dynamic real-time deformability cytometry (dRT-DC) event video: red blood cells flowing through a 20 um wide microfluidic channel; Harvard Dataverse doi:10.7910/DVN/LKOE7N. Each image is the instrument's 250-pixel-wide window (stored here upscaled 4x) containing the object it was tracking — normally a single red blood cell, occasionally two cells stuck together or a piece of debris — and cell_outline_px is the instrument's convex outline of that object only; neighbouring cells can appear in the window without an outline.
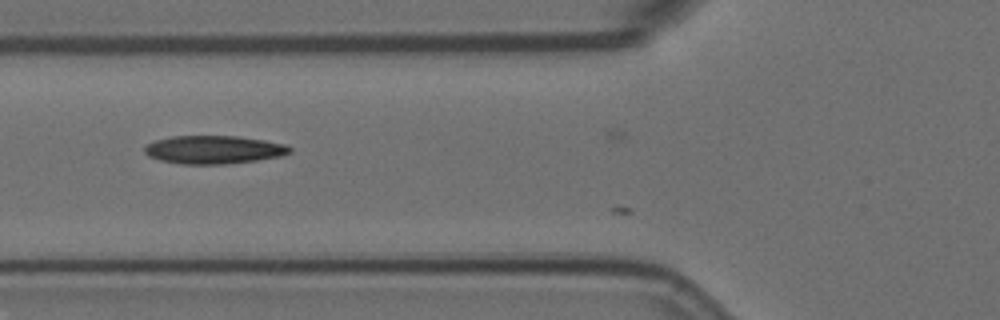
{"species": "Egyptian fruit bat (a non-hibernating species)", "species_latin": "Rousettus aegyptiacus", "temperature_condition": "room temperature", "stored_images_in_passage": 6, "camera_frame_rate_fps": 3000, "um_per_image_px": 0.085, "animal": {"sex": "female"}, "frame": {"image": 1, "passage_image": 4, "time_ms": 1.0, "image_size_px": [1000, 320], "cell_outline_px": [[292, 152], [280, 156], [256, 160], [224, 164], [180, 164], [160, 160], [148, 156], [144, 152], [144, 148], [148, 144], [156, 140], [172, 136], [240, 136], [264, 140], [284, 144], [292, 148]], "centroid_in_image_um": [18.16, 12.72], "position_along_channel_um": 107.6, "area_um2": 23.81}}